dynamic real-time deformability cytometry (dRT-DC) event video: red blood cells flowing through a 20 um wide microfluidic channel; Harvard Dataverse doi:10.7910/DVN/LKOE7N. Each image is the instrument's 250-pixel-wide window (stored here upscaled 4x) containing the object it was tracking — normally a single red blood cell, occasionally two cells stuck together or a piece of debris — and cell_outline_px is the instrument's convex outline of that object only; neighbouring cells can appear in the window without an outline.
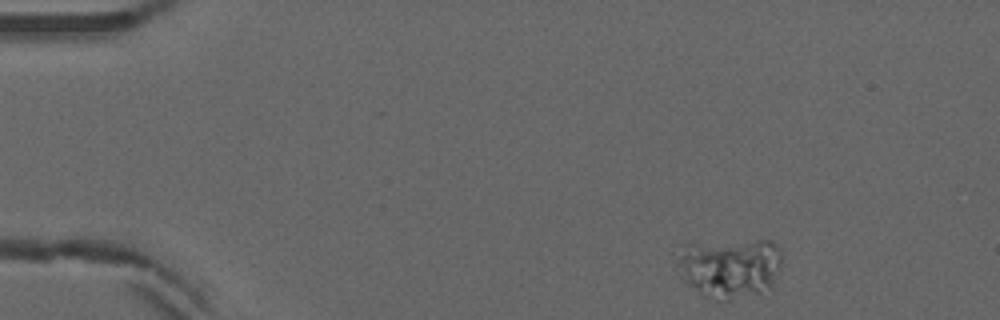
{"species": "common noctule bat (a hibernating species)", "species_latin": "Nyctalus noctula", "temperature_condition": "warm", "stored_images_in_passage": 48, "camera_frame_rate_fps": 3000, "um_per_image_px": 0.085, "animal": {"sex": "male", "forearm_length_mm": 52.5}, "frame": {"image": 1, "passage_image": 1, "time_ms": 0.0, "image_size_px": [1000, 320], "cell_outline_px": [[780, 268], [772, 288], [760, 292], [724, 300], [716, 300], [704, 296], [688, 284], [676, 264], [680, 244], [688, 240], [772, 240], [776, 244], [780, 252]], "centroid_in_image_um": [61.98, 22.67], "position_along_channel_um": 23.0, "area_um2": 37.51}}
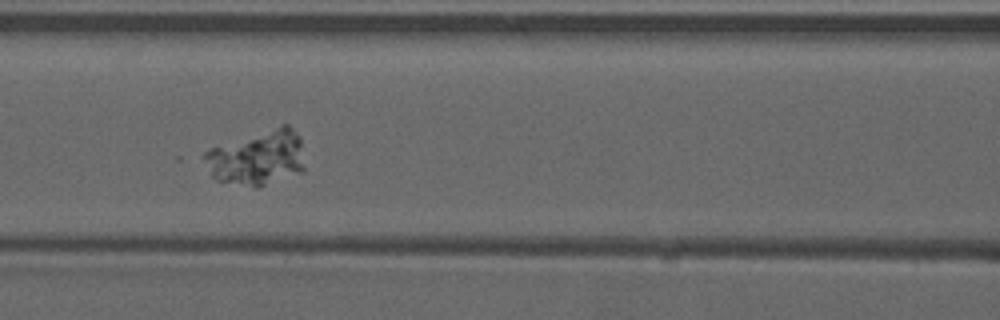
{"frame": {"image": 2, "passage_image": 18, "time_ms": 5.667, "image_size_px": [1000, 320], "cell_outline_px": [[304, 172], [256, 188], [216, 180], [212, 176], [204, 156], [204, 152], [212, 148], [280, 124], [288, 124], [300, 136], [304, 168]], "centroid_in_image_um": [21.93, 13.41], "position_along_channel_um": 144.7, "area_um2": 32.02}}
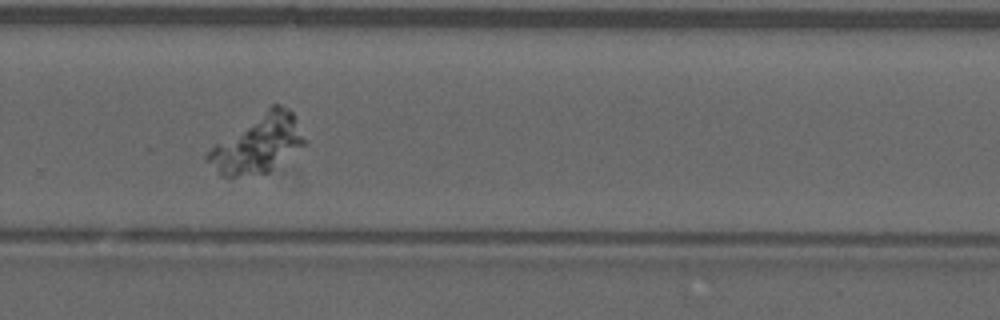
{"frame": {"image": 3, "passage_image": 31, "time_ms": 10.0, "image_size_px": [1000, 320], "cell_outline_px": [[304, 144], [268, 172], [236, 176], [220, 176], [204, 160], [204, 156], [216, 144], [272, 104], [280, 104], [288, 108], [292, 112], [304, 140]], "centroid_in_image_um": [21.87, 12.24], "position_along_channel_um": 307.9, "area_um2": 31.67}}